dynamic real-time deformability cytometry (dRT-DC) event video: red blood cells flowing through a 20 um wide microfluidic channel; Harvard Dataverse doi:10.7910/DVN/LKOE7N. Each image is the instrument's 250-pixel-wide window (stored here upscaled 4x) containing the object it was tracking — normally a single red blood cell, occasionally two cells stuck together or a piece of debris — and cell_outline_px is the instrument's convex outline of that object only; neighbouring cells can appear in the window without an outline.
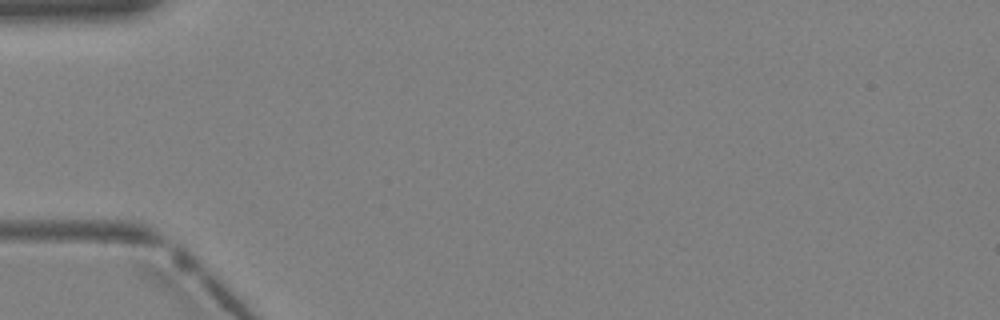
{"species": "Egyptian fruit bat (a non-hibernating species)", "species_latin": "Rousettus aegyptiacus", "temperature_condition": "warm", "stored_images_in_passage": 8, "camera_frame_rate_fps": 3000, "um_per_image_px": 0.085, "animal": {"sex": "female"}, "frame": {"image": 1, "passage_image": 4, "time_ms": 1.0, "image_size_px": [1000, 320], "cell_outline_px": [[236, 48], [224, 64], [216, 72], [184, 96], [172, 96], [164, 92], [176, 80], [200, 60], [220, 44], [236, 32]], "centroid_in_image_um": [17.29, 5.82], "position_along_channel_um": 67.7, "area_um2": 10.46}}